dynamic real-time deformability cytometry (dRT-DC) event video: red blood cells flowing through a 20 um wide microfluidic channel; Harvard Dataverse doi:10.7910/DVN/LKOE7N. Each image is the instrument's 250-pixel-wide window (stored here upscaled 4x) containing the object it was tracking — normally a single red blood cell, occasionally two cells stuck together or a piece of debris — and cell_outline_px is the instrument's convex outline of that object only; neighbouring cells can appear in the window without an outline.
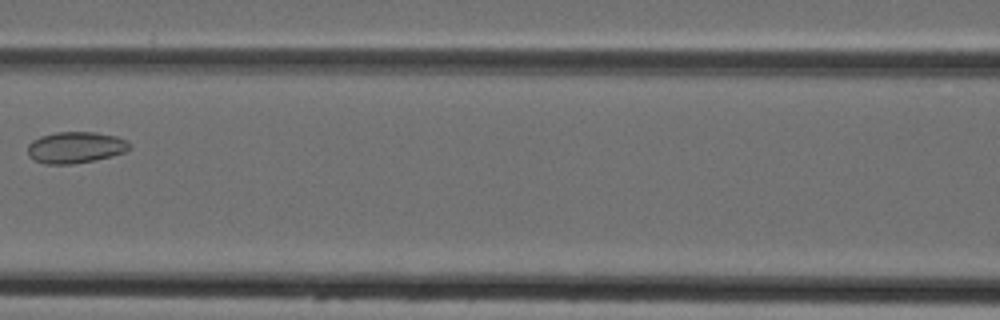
{"species": "Egyptian fruit bat (a non-hibernating species)", "species_latin": "Rousettus aegyptiacus", "temperature_condition": "cold", "stored_images_in_passage": 5, "camera_frame_rate_fps": 3000, "um_per_image_px": 0.085, "animal": {"sex": "female"}, "frame": {"image": 1, "passage_image": 4, "time_ms": 4.333, "image_size_px": [1000, 320], "cell_outline_px": [[132, 144], [124, 152], [112, 156], [96, 160], [72, 164], [44, 164], [28, 156], [28, 144], [32, 140], [40, 136], [56, 132], [96, 132], [116, 136], [128, 140]], "centroid_in_image_um": [6.42, 12.53], "position_along_channel_um": 160.2, "area_um2": 18.79}}
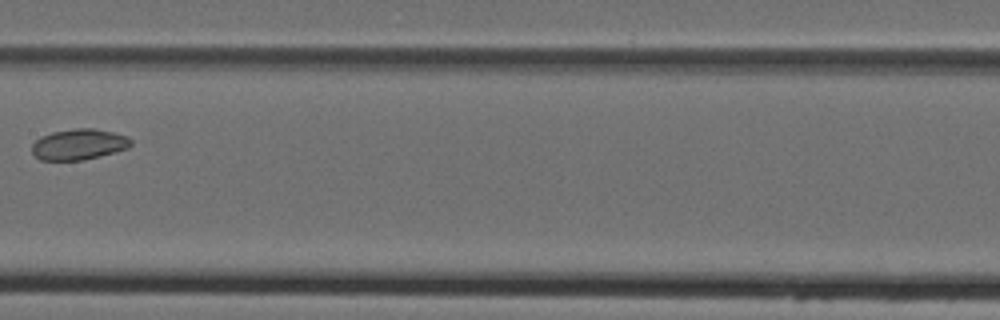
{"frame": {"image": 2, "passage_image": 5, "time_ms": 5.333, "image_size_px": [1000, 320], "cell_outline_px": [[132, 144], [128, 148], [100, 156], [84, 160], [40, 160], [32, 152], [32, 144], [40, 136], [52, 132], [76, 128], [92, 128], [112, 132], [128, 136], [132, 140]], "centroid_in_image_um": [6.7, 12.27], "position_along_channel_um": 200.7, "area_um2": 17.8}}